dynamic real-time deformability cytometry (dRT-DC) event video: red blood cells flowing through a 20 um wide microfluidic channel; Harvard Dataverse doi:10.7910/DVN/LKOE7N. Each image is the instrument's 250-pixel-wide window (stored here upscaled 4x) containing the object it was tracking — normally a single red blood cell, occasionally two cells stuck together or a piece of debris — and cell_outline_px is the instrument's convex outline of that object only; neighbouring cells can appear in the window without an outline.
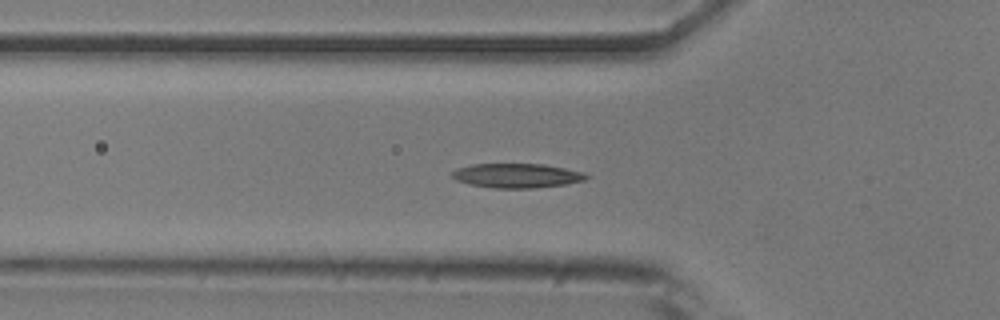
{"species": "common noctule bat (a hibernating species)", "species_latin": "Nyctalus noctula", "temperature_condition": "room temperature", "stored_images_in_passage": 37, "camera_frame_rate_fps": 3000, "um_per_image_px": 0.085, "animal": {"sex": "male", "body_mass_g": 20.5, "forearm_length_mm": 52.5}, "frame": {"image": 1, "passage_image": 2, "time_ms": 0.333, "image_size_px": [1000, 320], "cell_outline_px": [[592, 176], [584, 180], [564, 184], [532, 188], [496, 188], [468, 184], [456, 180], [452, 176], [452, 172], [456, 168], [472, 164], [544, 164], [584, 172]], "centroid_in_image_um": [43.93, 14.92], "position_along_channel_um": 81.9, "area_um2": 19.02}}
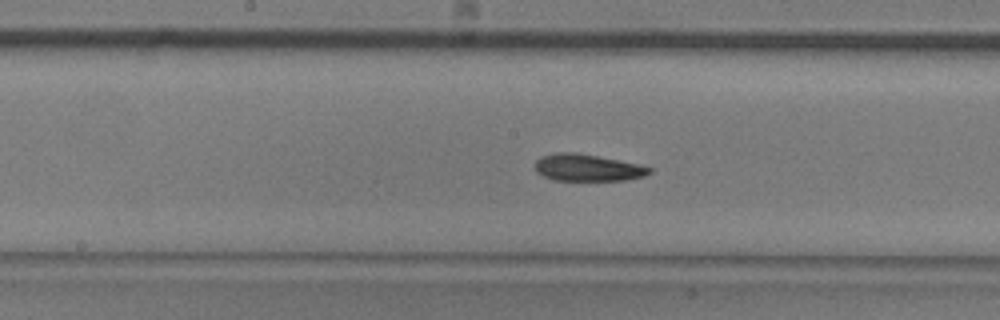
{"frame": {"image": 2, "passage_image": 11, "time_ms": 3.333, "image_size_px": [1000, 320], "cell_outline_px": [[652, 172], [644, 176], [624, 180], [552, 180], [536, 172], [536, 160], [540, 156], [556, 152], [576, 152], [636, 164], [652, 168]], "centroid_in_image_um": [49.89, 14.25], "position_along_channel_um": 198.3, "area_um2": 17.74}}
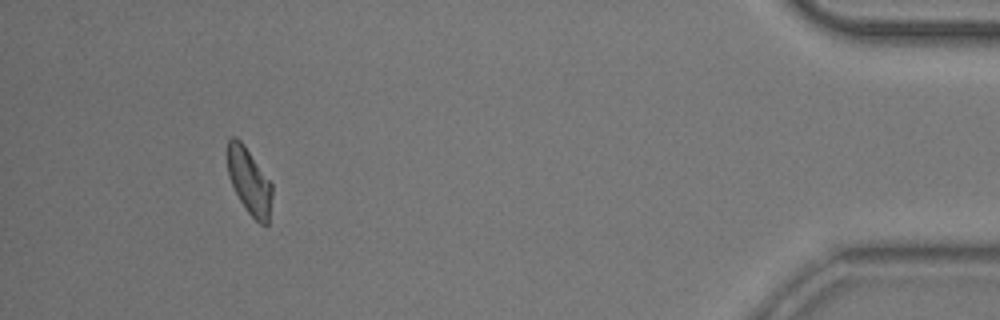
{"frame": {"image": 3, "passage_image": 33, "time_ms": 10.667, "image_size_px": [1000, 320], "cell_outline_px": [[272, 196], [268, 224], [260, 224], [248, 212], [240, 200], [232, 184], [228, 172], [228, 140], [232, 136], [236, 136], [244, 144], [272, 184]], "centroid_in_image_um": [21.2, 15.39], "position_along_channel_um": 414.0, "area_um2": 16.88}, "authors_computed_cell_mechanics": {"area_um2": 18.0336, "velocity_mm_per_s": 3.8453, "shape_relaxation_time_tau1_ms": 4.1523, "shape_relaxation_time_tau2_ms": 6.675, "deformation_change_tau1": 0.1248, "deformation_change_tau2": 0.1433}}